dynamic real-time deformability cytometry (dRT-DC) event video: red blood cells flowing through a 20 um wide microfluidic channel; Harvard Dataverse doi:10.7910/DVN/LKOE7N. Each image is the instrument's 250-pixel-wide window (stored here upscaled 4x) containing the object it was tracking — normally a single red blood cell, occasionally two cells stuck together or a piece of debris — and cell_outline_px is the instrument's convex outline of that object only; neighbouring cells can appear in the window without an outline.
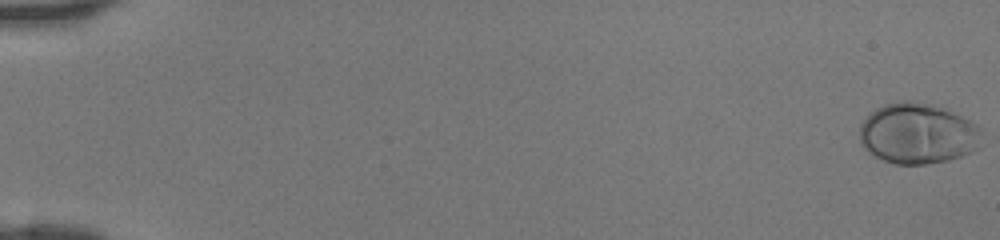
{"species": "human", "species_latin": "Homo sapiens", "temperature_condition": "room temperature", "stored_images_in_passage": 44, "camera_frame_rate_fps": 3000, "um_per_image_px": 0.085, "donor": {"sex": "female"}, "frame": {"image": 1, "passage_image": 1, "time_ms": 0.0, "image_size_px": [1000, 240], "cell_outline_px": [[980, 148], [972, 152], [948, 160], [924, 164], [896, 164], [884, 160], [868, 152], [860, 144], [860, 124], [876, 108], [884, 104], [904, 100], [908, 100], [940, 108], [952, 112], [976, 124]], "centroid_in_image_um": [77.95, 11.37], "position_along_channel_um": 7.0, "area_um2": 42.48}}
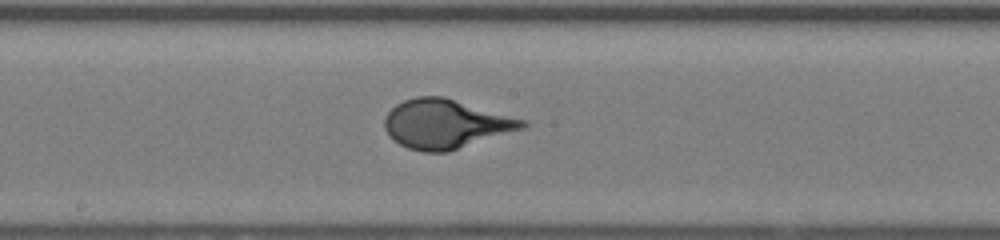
{"frame": {"image": 2, "passage_image": 27, "time_ms": 8.667, "image_size_px": [1000, 240], "cell_outline_px": [[528, 124], [524, 128], [448, 152], [424, 152], [408, 148], [400, 144], [384, 128], [384, 116], [396, 104], [404, 100], [416, 96], [444, 96], [528, 120]], "centroid_in_image_um": [37.91, 10.52], "position_along_channel_um": 210.3, "area_um2": 39.48}}
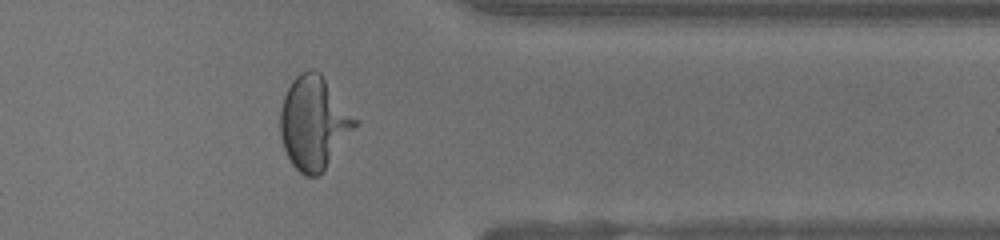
{"frame": {"image": 3, "passage_image": 39, "time_ms": 12.667, "image_size_px": [1000, 240], "cell_outline_px": [[360, 124], [324, 168], [316, 176], [304, 176], [292, 164], [284, 148], [280, 136], [280, 112], [284, 96], [292, 80], [300, 72], [308, 68], [312, 68], [320, 72], [360, 120]], "centroid_in_image_um": [26.71, 10.39], "position_along_channel_um": 384.7, "area_um2": 40.75}}